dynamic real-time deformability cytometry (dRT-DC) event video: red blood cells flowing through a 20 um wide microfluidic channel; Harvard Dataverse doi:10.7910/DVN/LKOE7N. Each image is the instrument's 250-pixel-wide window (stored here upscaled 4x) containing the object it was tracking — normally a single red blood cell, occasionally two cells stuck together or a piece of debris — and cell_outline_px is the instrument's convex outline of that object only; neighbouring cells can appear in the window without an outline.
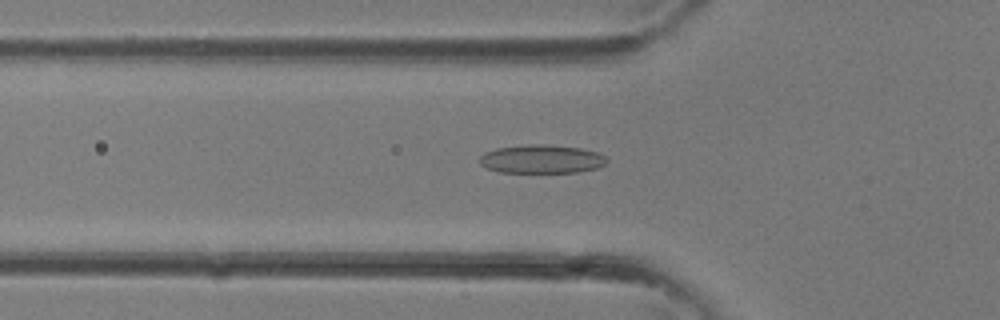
{"species": "common noctule bat (a hibernating species)", "species_latin": "Nyctalus noctula", "temperature_condition": "room temperature", "stored_images_in_passage": 10, "camera_frame_rate_fps": 3000, "um_per_image_px": 0.085, "animal": {"sex": "female"}, "frame": {"image": 1, "passage_image": 9, "time_ms": 2.667, "image_size_px": [1000, 320], "cell_outline_px": [[608, 160], [604, 164], [596, 168], [580, 172], [500, 172], [488, 168], [480, 164], [480, 156], [484, 152], [496, 148], [528, 144], [536, 144], [580, 148], [596, 152], [604, 156]], "centroid_in_image_um": [46.01, 13.52], "position_along_channel_um": 79.8, "area_um2": 20.92}}